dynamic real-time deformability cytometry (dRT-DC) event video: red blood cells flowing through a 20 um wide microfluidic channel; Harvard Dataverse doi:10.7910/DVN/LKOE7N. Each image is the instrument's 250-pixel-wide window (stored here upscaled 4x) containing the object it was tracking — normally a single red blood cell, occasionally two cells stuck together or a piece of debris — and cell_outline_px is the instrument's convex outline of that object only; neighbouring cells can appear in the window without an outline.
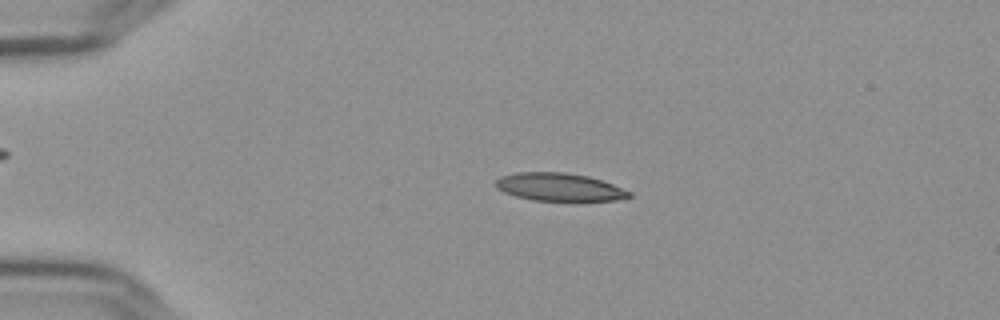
{"species": "Egyptian fruit bat (a non-hibernating species)", "species_latin": "Rousettus aegyptiacus", "temperature_condition": "cold", "stored_images_in_passage": 56, "camera_frame_rate_fps": 3000, "um_per_image_px": 0.085, "frame": {"image": 1, "passage_image": 13, "time_ms": 4.0, "image_size_px": [1000, 320], "cell_outline_px": [[632, 196], [616, 200], [576, 204], [572, 204], [532, 200], [516, 196], [504, 192], [496, 188], [496, 180], [500, 176], [516, 172], [564, 172], [588, 176], [612, 184], [632, 192]], "centroid_in_image_um": [47.58, 15.96], "position_along_channel_um": 37.4, "area_um2": 22.77}}
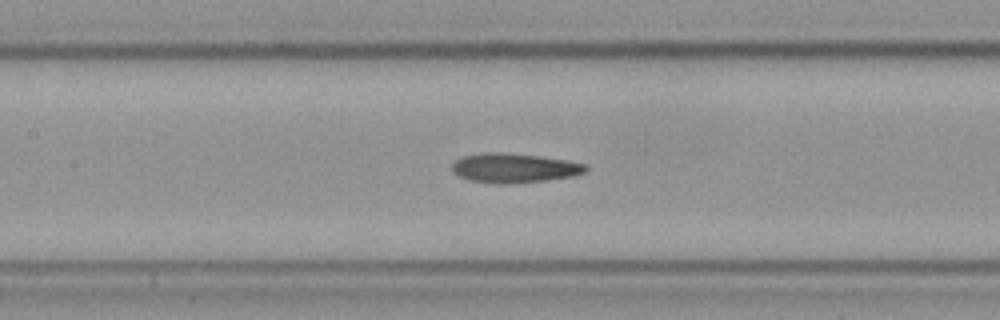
{"frame": {"image": 2, "passage_image": 27, "time_ms": 8.667, "image_size_px": [1000, 320], "cell_outline_px": [[588, 168], [584, 172], [572, 176], [544, 180], [508, 184], [496, 184], [468, 180], [460, 176], [452, 168], [452, 164], [456, 160], [464, 156], [484, 152], [504, 152], [540, 156], [568, 160], [588, 164]], "centroid_in_image_um": [43.73, 14.27], "position_along_channel_um": 163.7, "area_um2": 22.89}}
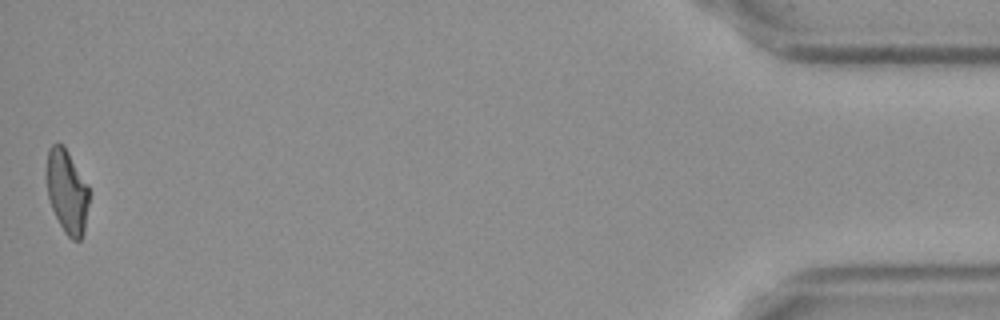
{"frame": {"image": 3, "passage_image": 56, "time_ms": 18.333, "image_size_px": [1000, 320], "cell_outline_px": [[88, 204], [84, 232], [80, 240], [72, 240], [64, 232], [52, 208], [48, 196], [44, 172], [48, 148], [52, 144], [64, 144], [88, 184]], "centroid_in_image_um": [5.66, 16.22], "position_along_channel_um": 429.5, "area_um2": 21.1}, "authors_computed_cell_mechanics": {"area_um2": 22.1663, "velocity_mm_per_s": 3.639, "shape_relaxation_time_tau1_ms": 10.2852, "shape_relaxation_time_tau2_ms": 2.637, "deformation_change_tau1": 0.2461, "deformation_change_tau2": 0.1105}}